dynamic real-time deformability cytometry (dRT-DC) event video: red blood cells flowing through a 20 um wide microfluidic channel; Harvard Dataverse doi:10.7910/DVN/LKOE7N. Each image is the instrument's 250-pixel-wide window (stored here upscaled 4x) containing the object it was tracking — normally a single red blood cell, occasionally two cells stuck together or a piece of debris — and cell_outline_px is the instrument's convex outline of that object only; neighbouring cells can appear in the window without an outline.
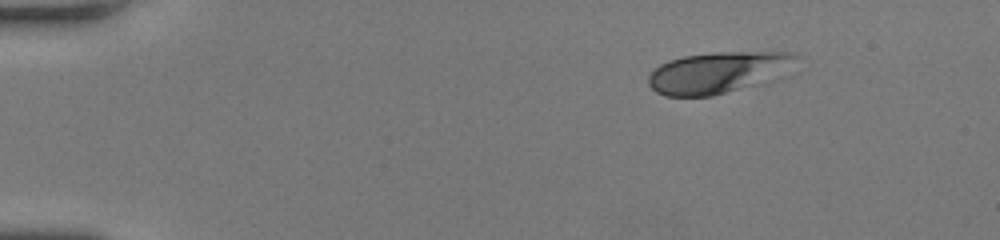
{"species": "human", "species_latin": "Homo sapiens", "temperature_condition": "room temperature", "stored_images_in_passage": 44, "camera_frame_rate_fps": 3000, "um_per_image_px": 0.085, "donor": {"sex": "female"}, "frame": {"image": 1, "passage_image": 1, "time_ms": 0.0, "image_size_px": [1000, 240], "cell_outline_px": [[796, 56], [756, 84], [712, 96], [664, 96], [656, 92], [648, 84], [648, 76], [660, 64], [668, 60], [684, 56], [712, 52], [792, 52]], "centroid_in_image_um": [60.74, 6.16], "position_along_channel_um": 24.3, "area_um2": 33.76}}
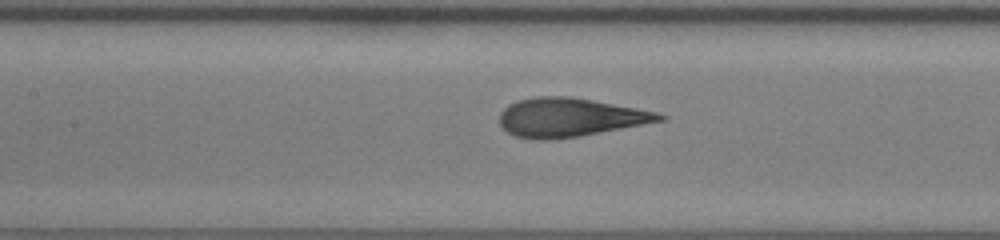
{"frame": {"image": 2, "passage_image": 18, "time_ms": 5.667, "image_size_px": [1000, 240], "cell_outline_px": [[668, 116], [664, 120], [580, 136], [548, 140], [536, 140], [516, 136], [508, 132], [500, 124], [500, 112], [508, 104], [516, 100], [536, 96], [564, 96], [592, 100], [636, 108], [656, 112]], "centroid_in_image_um": [48.39, 9.98], "position_along_channel_um": 159.0, "area_um2": 35.84}}
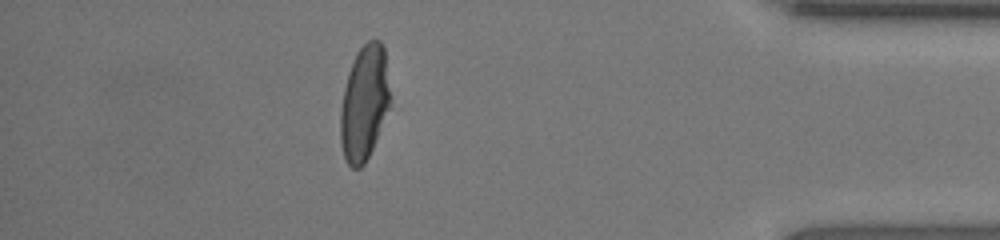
{"frame": {"image": 3, "passage_image": 38, "time_ms": 12.333, "image_size_px": [1000, 240], "cell_outline_px": [[392, 104], [372, 148], [364, 164], [360, 168], [352, 168], [348, 164], [344, 156], [340, 144], [340, 112], [344, 88], [348, 72], [356, 52], [368, 40], [380, 40], [384, 48]], "centroid_in_image_um": [30.97, 8.75], "position_along_channel_um": 404.2, "area_um2": 33.58}, "authors_computed_cell_mechanics": {"area_um2": 35.6048, "velocity_mm_per_s": 4.243, "shape_relaxation_time_tau1_ms": 4.1664, "shape_relaxation_time_tau2_ms": null, "deformation_change_tau1": 0.1847, "deformation_change_tau2": null}}